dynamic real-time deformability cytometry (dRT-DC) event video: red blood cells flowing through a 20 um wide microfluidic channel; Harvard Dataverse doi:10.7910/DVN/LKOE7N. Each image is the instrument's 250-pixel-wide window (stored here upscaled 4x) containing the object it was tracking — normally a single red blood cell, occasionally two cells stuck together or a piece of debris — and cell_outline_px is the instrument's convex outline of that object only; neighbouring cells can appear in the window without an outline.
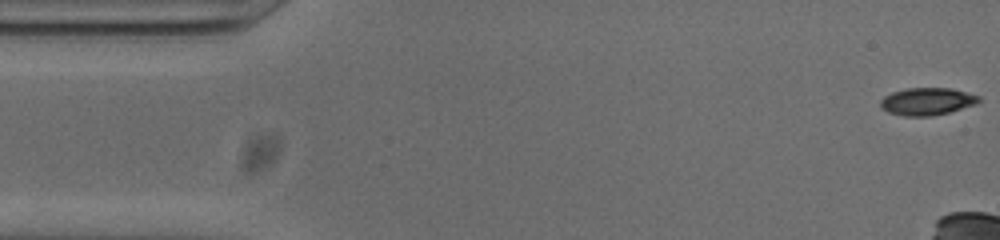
{"species": "common noctule bat (a hibernating species)", "species_latin": "Nyctalus noctula", "temperature_condition": "cold", "stored_images_in_passage": 12, "camera_frame_rate_fps": 3000, "um_per_image_px": 0.085, "animal": {"sex": "male", "body_mass_g": 20.0, "forearm_length_mm": 53.3}, "frame": {"image": 1, "passage_image": 1, "time_ms": 0.0, "image_size_px": [1000, 240], "cell_outline_px": [[980, 100], [976, 104], [948, 112], [932, 116], [904, 116], [888, 112], [880, 108], [880, 100], [884, 96], [892, 92], [908, 88], [952, 88], [980, 96]], "centroid_in_image_um": [78.78, 8.62], "position_along_channel_um": 6.2, "area_um2": 15.72}}